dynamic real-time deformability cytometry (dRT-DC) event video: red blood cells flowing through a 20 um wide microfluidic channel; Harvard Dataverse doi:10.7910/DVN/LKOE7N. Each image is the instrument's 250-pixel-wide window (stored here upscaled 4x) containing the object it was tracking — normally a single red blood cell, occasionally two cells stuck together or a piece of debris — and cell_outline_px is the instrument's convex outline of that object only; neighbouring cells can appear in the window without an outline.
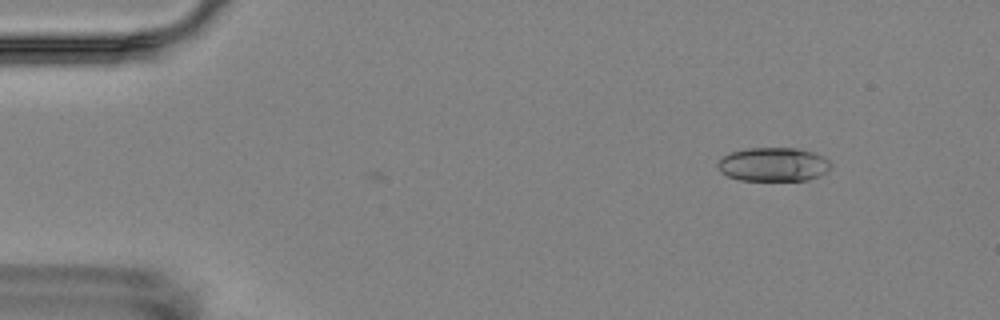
{"species": "Egyptian fruit bat (a non-hibernating species)", "species_latin": "Rousettus aegyptiacus", "temperature_condition": "room temperature", "stored_images_in_passage": 2, "camera_frame_rate_fps": 3000, "um_per_image_px": 0.085, "animal": {"sex": "female"}, "frame": {"image": 1, "passage_image": 2, "time_ms": 1.0, "image_size_px": [1000, 320], "cell_outline_px": [[832, 168], [820, 176], [808, 180], [740, 180], [728, 176], [720, 172], [716, 164], [724, 156], [732, 152], [748, 148], [796, 148], [812, 152], [824, 156], [832, 164]], "centroid_in_image_um": [65.77, 13.98], "position_along_channel_um": 19.2, "area_um2": 22.37}}